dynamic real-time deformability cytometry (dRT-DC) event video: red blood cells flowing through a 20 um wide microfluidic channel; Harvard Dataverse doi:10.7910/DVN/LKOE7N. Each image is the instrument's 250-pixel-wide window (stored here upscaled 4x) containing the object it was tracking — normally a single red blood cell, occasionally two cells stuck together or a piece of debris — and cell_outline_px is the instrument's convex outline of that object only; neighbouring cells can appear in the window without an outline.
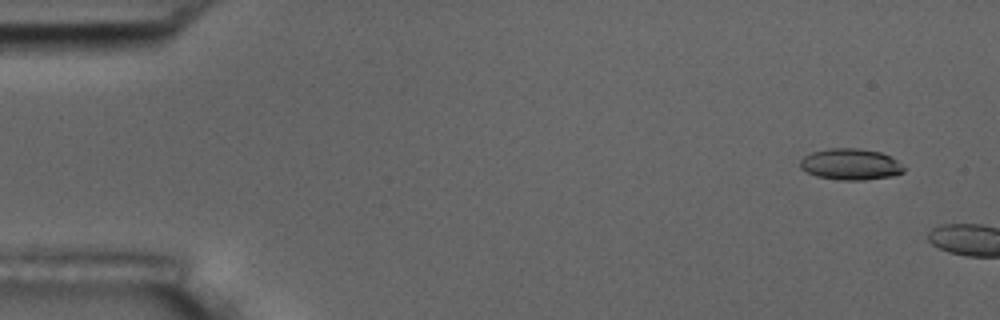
{"species": "common noctule bat (a hibernating species)", "species_latin": "Nyctalus noctula", "temperature_condition": "room temperature", "stored_images_in_passage": 2, "camera_frame_rate_fps": 3000, "um_per_image_px": 0.085, "animal": {"sex": "male", "body_mass_g": 17.5, "forearm_length_mm": 52.3}, "frame": {"image": 1, "passage_image": 1, "time_ms": 0.0, "image_size_px": [1000, 320], "cell_outline_px": [[904, 172], [892, 176], [864, 180], [840, 180], [816, 176], [800, 168], [800, 160], [804, 156], [812, 152], [828, 148], [860, 148], [880, 152], [896, 160], [904, 168]], "centroid_in_image_um": [72.27, 13.96], "position_along_channel_um": 12.7, "area_um2": 18.84}}